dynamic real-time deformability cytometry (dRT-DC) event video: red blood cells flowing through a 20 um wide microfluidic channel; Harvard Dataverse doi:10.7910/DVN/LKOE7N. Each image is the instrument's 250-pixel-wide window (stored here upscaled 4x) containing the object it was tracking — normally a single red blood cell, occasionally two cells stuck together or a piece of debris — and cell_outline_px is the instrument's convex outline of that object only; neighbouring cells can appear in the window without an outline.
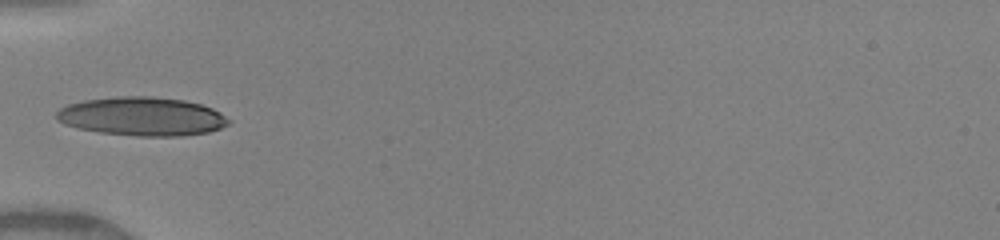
{"species": "human", "species_latin": "Homo sapiens", "temperature_condition": "warm", "stored_images_in_passage": 34, "camera_frame_rate_fps": 3000, "um_per_image_px": 0.085, "donor": {"sex": "female"}, "frame": {"image": 1, "passage_image": 1, "time_ms": 0.0, "image_size_px": [1000, 240], "cell_outline_px": [[232, 120], [228, 124], [220, 128], [208, 132], [180, 136], [136, 136], [100, 132], [80, 128], [64, 124], [56, 120], [56, 112], [60, 108], [68, 104], [84, 100], [120, 96], [152, 96], [184, 100], [200, 104], [212, 108], [220, 112]], "centroid_in_image_um": [12.08, 9.89], "position_along_channel_um": 72.9, "area_um2": 38.84}}
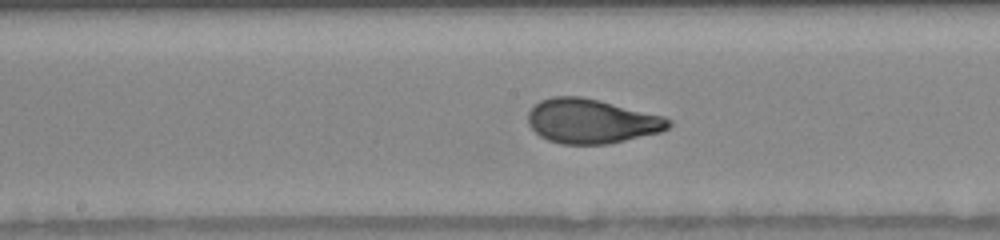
{"frame": {"image": 2, "passage_image": 17, "time_ms": 3.0, "image_size_px": [1000, 240], "cell_outline_px": [[672, 124], [668, 128], [660, 132], [608, 144], [560, 144], [548, 140], [540, 136], [528, 124], [528, 112], [540, 100], [552, 96], [580, 96], [664, 116], [672, 120]], "centroid_in_image_um": [50.27, 10.3], "position_along_channel_um": 197.9, "area_um2": 36.24}}
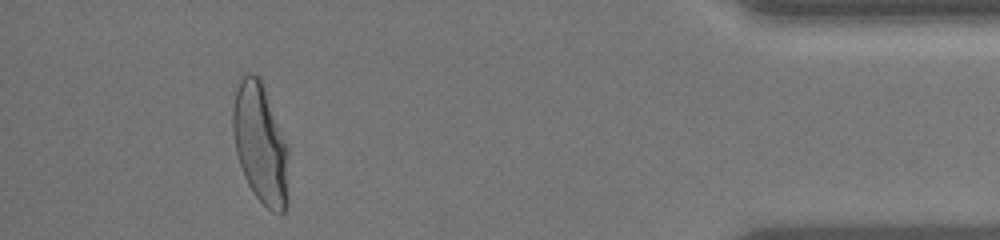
{"frame": {"image": 3, "passage_image": 32, "time_ms": 9.333, "image_size_px": [1000, 240], "cell_outline_px": [[288, 204], [284, 212], [280, 216], [272, 212], [256, 196], [248, 184], [244, 176], [236, 152], [232, 132], [232, 104], [240, 76], [244, 72], [248, 72], [260, 76], [288, 144]], "centroid_in_image_um": [22.14, 12.19], "position_along_channel_um": 413.1, "area_um2": 39.82}, "authors_computed_cell_mechanics": {"area_um2": 36.414, "velocity_mm_per_s": 4.1565, "shape_relaxation_time_tau1_ms": 3.7521, "shape_relaxation_time_tau2_ms": null, "deformation_change_tau1": 0.1906, "deformation_change_tau2": null}}